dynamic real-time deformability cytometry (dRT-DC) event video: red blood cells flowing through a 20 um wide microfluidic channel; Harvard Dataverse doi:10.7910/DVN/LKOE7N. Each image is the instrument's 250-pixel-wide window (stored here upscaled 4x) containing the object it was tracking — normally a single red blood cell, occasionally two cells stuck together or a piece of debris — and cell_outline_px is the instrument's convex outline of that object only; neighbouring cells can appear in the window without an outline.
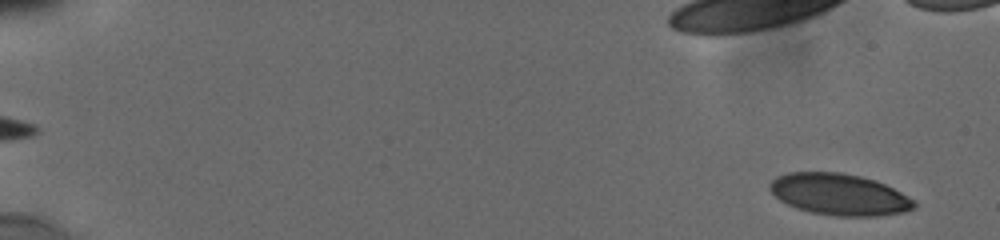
{"species": "human", "species_latin": "Homo sapiens", "temperature_condition": "cold", "stored_images_in_passage": 32, "camera_frame_rate_fps": 3000, "um_per_image_px": 0.085, "donor": {"sex": "male"}, "frame": {"image": 1, "passage_image": 1, "time_ms": 0.0, "image_size_px": [1000, 240], "cell_outline_px": [[916, 208], [904, 212], [876, 216], [836, 216], [812, 212], [796, 208], [780, 200], [768, 188], [768, 184], [776, 176], [788, 172], [840, 172], [860, 176], [876, 180], [916, 200]], "centroid_in_image_um": [71.34, 16.52], "position_along_channel_um": 13.7, "area_um2": 34.97}}
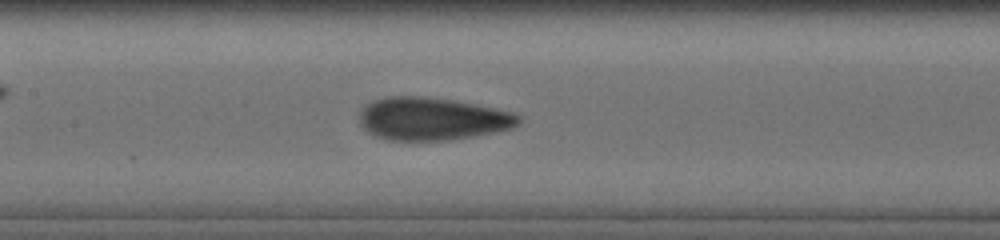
{"frame": {"image": 2, "passage_image": 27, "time_ms": 8.667, "image_size_px": [1000, 240], "cell_outline_px": [[520, 124], [512, 128], [472, 136], [448, 140], [384, 140], [368, 132], [360, 124], [360, 112], [364, 104], [372, 100], [388, 96], [420, 96], [452, 100], [496, 108], [512, 112], [520, 116]], "centroid_in_image_um": [36.7, 10.09], "position_along_channel_um": 170.7, "area_um2": 39.65}}
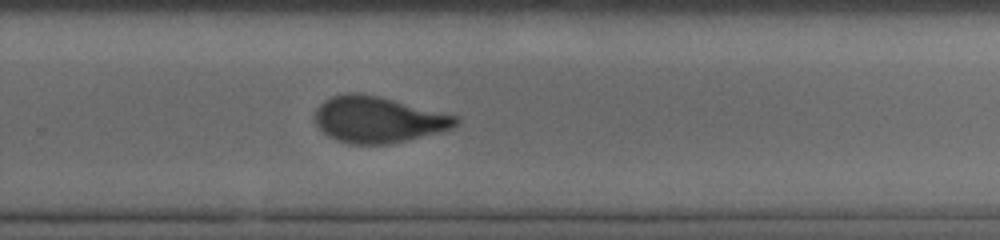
{"frame": {"image": 3, "passage_image": 32, "time_ms": 12.0, "image_size_px": [1000, 240], "cell_outline_px": [[460, 120], [452, 128], [444, 132], [408, 140], [388, 144], [352, 144], [336, 140], [328, 136], [316, 124], [316, 108], [324, 100], [332, 96], [348, 92], [356, 92], [380, 96], [460, 116]], "centroid_in_image_um": [32.19, 10.16], "position_along_channel_um": 297.6, "area_um2": 38.26}}